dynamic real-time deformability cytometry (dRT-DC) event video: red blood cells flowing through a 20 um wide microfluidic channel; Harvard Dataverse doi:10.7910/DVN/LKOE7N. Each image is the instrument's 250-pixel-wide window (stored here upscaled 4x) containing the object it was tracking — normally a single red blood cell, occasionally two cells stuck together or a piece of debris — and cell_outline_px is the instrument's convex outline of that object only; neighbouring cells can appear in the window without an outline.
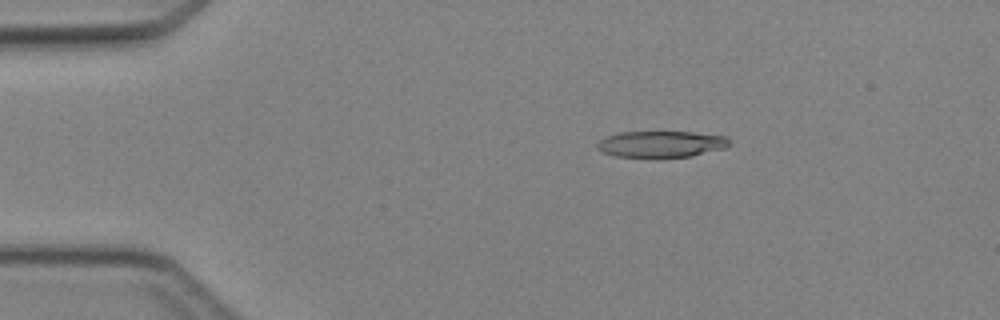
{"species": "Egyptian fruit bat (a non-hibernating species)", "species_latin": "Rousettus aegyptiacus", "temperature_condition": "cold", "stored_images_in_passage": 5, "camera_frame_rate_fps": 3000, "um_per_image_px": 0.085, "animal": {"sex": "female"}, "frame": {"image": 1, "passage_image": 3, "time_ms": 2.333, "image_size_px": [1000, 320], "cell_outline_px": [[728, 144], [724, 148], [688, 156], [656, 160], [616, 156], [604, 152], [596, 148], [596, 144], [600, 140], [608, 136], [620, 132], [692, 132], [724, 136], [728, 140]], "centroid_in_image_um": [56.12, 12.28], "position_along_channel_um": 28.9, "area_um2": 20.63}}